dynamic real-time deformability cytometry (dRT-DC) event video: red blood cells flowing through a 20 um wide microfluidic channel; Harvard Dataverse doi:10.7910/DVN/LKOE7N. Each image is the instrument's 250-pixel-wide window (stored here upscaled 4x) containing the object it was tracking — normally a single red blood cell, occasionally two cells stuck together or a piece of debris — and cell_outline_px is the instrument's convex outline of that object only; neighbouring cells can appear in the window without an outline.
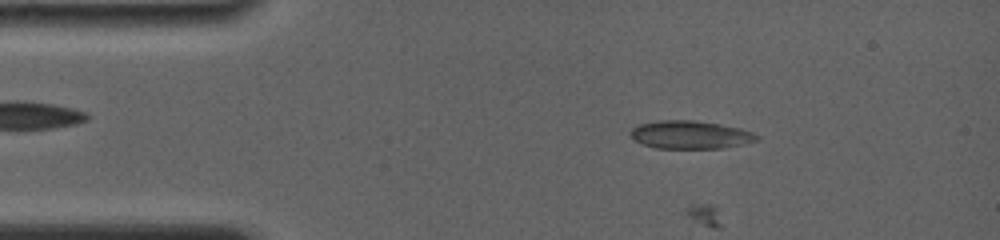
{"species": "common noctule bat (a hibernating species)", "species_latin": "Nyctalus noctula", "temperature_condition": "room temperature", "stored_images_in_passage": 6, "camera_frame_rate_fps": 4000, "um_per_image_px": 0.085, "animal": {"sex": "female", "body_mass_g": 19.0, "forearm_length_mm": 56.7}, "frame": {"image": 1, "passage_image": 3, "time_ms": 2.0, "image_size_px": [1000, 240], "cell_outline_px": [[760, 140], [744, 144], [724, 148], [656, 148], [632, 140], [628, 132], [632, 128], [640, 124], [660, 120], [692, 120], [720, 124], [740, 128], [752, 132], [760, 136]], "centroid_in_image_um": [58.68, 11.46], "position_along_channel_um": 26.3, "area_um2": 20.81}}